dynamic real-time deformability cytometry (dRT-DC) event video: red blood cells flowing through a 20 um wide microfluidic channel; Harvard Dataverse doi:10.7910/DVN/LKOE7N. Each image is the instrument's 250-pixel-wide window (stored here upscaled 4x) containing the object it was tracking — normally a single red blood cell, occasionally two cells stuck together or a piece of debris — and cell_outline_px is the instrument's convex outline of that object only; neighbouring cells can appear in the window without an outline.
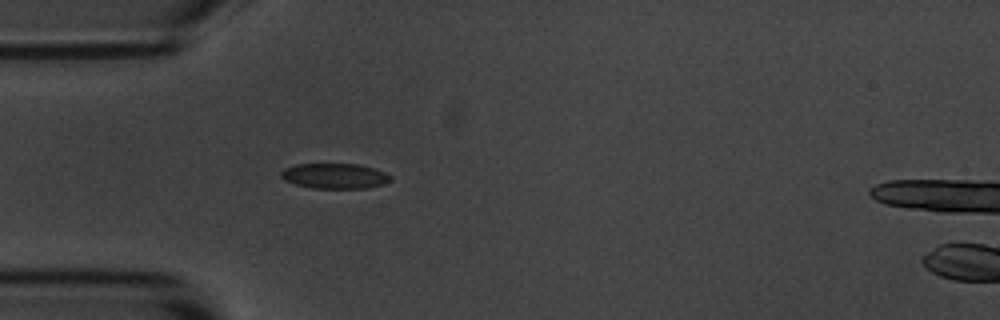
{"species": "common noctule bat (a hibernating species)", "species_latin": "Nyctalus noctula", "temperature_condition": "room temperature", "stored_images_in_passage": 2, "camera_frame_rate_fps": 3000, "um_per_image_px": 0.085, "animal": {"sex": "male", "body_mass_g": 20.1, "forearm_length_mm": 53.5}, "frame": {"image": 1, "passage_image": 1, "time_ms": 0.0, "image_size_px": [1000, 320], "cell_outline_px": [[392, 180], [384, 184], [368, 188], [312, 188], [296, 184], [284, 180], [280, 176], [280, 172], [284, 168], [296, 164], [360, 164], [384, 172], [392, 176]], "centroid_in_image_um": [28.45, 14.96], "position_along_channel_um": 56.5, "area_um2": 16.18}}